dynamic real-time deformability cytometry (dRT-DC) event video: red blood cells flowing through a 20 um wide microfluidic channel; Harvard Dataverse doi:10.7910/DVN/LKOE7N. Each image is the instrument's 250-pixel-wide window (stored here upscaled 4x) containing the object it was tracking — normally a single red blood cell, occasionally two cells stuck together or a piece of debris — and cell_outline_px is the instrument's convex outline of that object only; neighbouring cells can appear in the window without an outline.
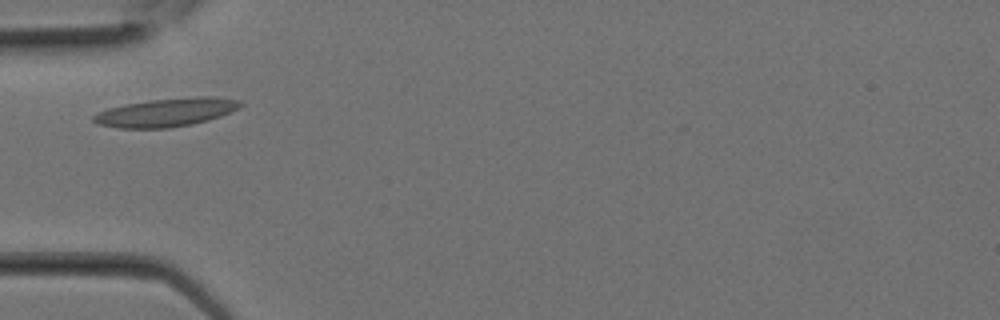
{"species": "Egyptian fruit bat (a non-hibernating species)", "species_latin": "Rousettus aegyptiacus", "temperature_condition": "room temperature", "stored_images_in_passage": 5, "camera_frame_rate_fps": 3000, "um_per_image_px": 0.085, "animal": {"sex": "female"}, "frame": {"image": 1, "passage_image": 4, "time_ms": 1.0, "image_size_px": [1000, 320], "cell_outline_px": [[244, 104], [220, 116], [208, 120], [192, 124], [168, 128], [116, 128], [100, 124], [92, 120], [92, 116], [108, 108], [128, 104], [152, 100], [196, 96], [208, 96], [240, 100]], "centroid_in_image_um": [14.13, 9.56], "position_along_channel_um": 70.9, "area_um2": 23.93}}